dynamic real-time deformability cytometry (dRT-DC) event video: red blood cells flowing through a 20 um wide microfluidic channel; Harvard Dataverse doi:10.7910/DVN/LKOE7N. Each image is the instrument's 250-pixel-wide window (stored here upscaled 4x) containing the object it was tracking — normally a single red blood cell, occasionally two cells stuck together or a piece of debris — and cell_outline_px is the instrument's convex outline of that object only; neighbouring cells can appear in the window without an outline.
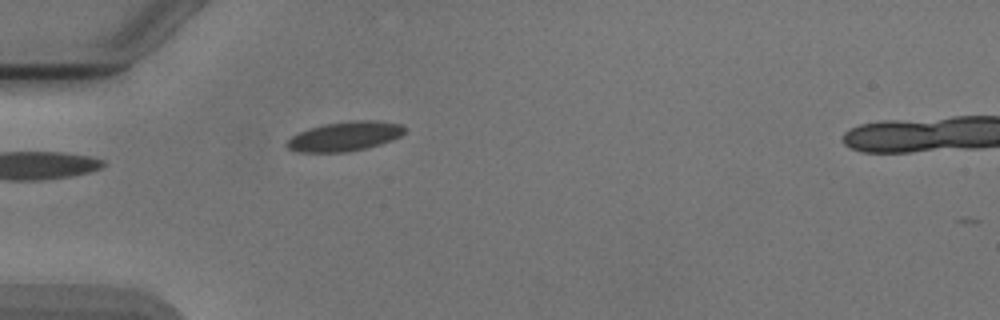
{"species": "Egyptian fruit bat (a non-hibernating species)", "species_latin": "Rousettus aegyptiacus", "temperature_condition": "cold", "stored_images_in_passage": 4, "camera_frame_rate_fps": 3000, "um_per_image_px": 0.085, "animal": {"sex": "male"}, "frame": {"image": 1, "passage_image": 3, "time_ms": 2.333, "image_size_px": [1000, 320], "cell_outline_px": [[404, 132], [400, 136], [392, 140], [380, 144], [348, 152], [296, 152], [288, 148], [284, 144], [292, 136], [300, 132], [324, 124], [352, 120], [376, 120], [400, 124], [404, 128]], "centroid_in_image_um": [29.29, 11.59], "position_along_channel_um": 55.7, "area_um2": 20.06}}